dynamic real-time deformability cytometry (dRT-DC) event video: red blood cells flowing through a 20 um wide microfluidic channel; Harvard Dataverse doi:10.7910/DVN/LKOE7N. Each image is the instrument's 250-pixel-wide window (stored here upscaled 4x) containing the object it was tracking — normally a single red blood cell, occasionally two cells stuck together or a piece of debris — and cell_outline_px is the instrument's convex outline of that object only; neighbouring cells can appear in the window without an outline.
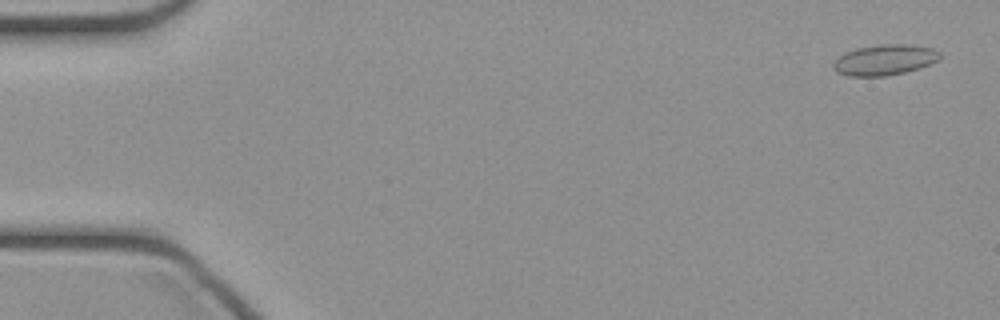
{"species": "common noctule bat (a hibernating species)", "species_latin": "Nyctalus noctula", "temperature_condition": "cold", "stored_images_in_passage": 47, "camera_frame_rate_fps": 3000, "um_per_image_px": 0.085, "animal": {"sex": "female", "body_mass_g": 21.9}, "frame": {"image": 1, "passage_image": 2, "time_ms": 0.333, "image_size_px": [1000, 320], "cell_outline_px": [[940, 56], [936, 60], [920, 68], [904, 72], [884, 76], [848, 76], [836, 72], [832, 68], [832, 64], [844, 52], [856, 48], [880, 44], [904, 44], [932, 48], [940, 52]], "centroid_in_image_um": [75.14, 5.09], "position_along_channel_um": 9.9, "area_um2": 18.9}}
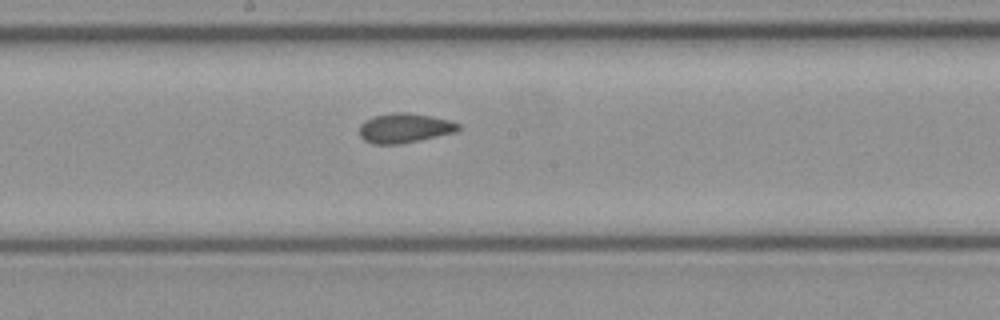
{"frame": {"image": 2, "passage_image": 25, "time_ms": 8.0, "image_size_px": [1000, 320], "cell_outline_px": [[460, 128], [456, 132], [400, 144], [372, 144], [364, 140], [360, 136], [360, 124], [364, 120], [372, 116], [392, 112], [408, 112], [448, 120], [460, 124]], "centroid_in_image_um": [34.34, 10.88], "position_along_channel_um": 213.9, "area_um2": 17.05}}
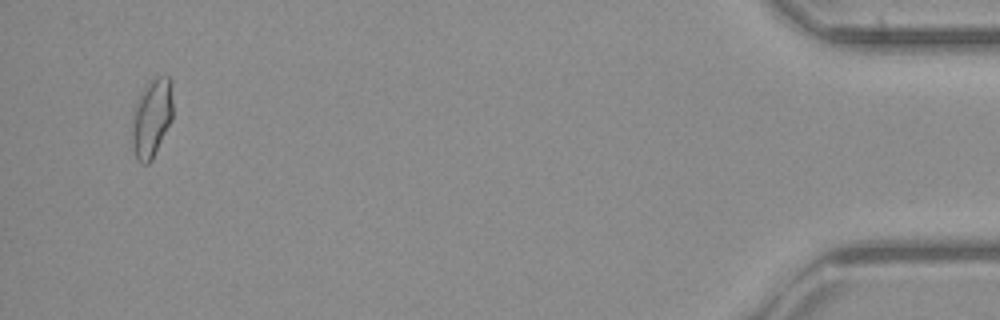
{"frame": {"image": 3, "passage_image": 45, "time_ms": 14.667, "image_size_px": [1000, 320], "cell_outline_px": [[172, 120], [152, 160], [148, 164], [140, 164], [136, 160], [132, 148], [132, 112], [136, 100], [140, 92], [156, 76], [168, 76], [172, 80]], "centroid_in_image_um": [12.88, 10.05], "position_along_channel_um": 422.3, "area_um2": 19.13}}